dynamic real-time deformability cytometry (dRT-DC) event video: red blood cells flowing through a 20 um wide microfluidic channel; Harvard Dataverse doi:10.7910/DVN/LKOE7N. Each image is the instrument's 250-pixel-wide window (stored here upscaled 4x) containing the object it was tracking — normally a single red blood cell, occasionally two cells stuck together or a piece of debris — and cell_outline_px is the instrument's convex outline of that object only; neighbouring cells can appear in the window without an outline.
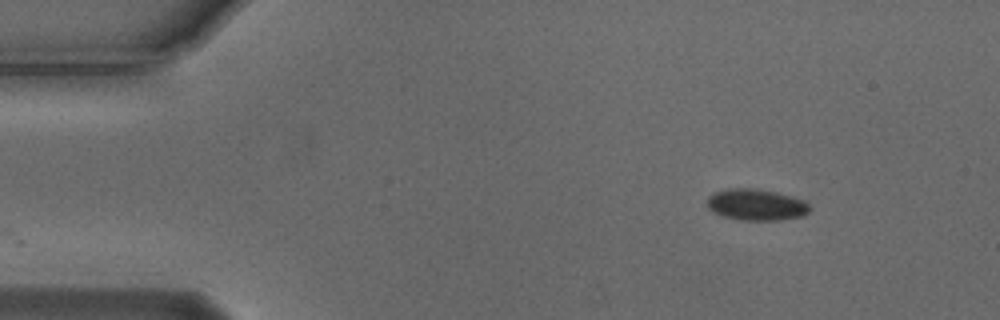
{"species": "Egyptian fruit bat (a non-hibernating species)", "species_latin": "Rousettus aegyptiacus", "temperature_condition": "cold", "stored_images_in_passage": 49, "camera_frame_rate_fps": 3000, "um_per_image_px": 0.085, "animal": {"sex": "male"}, "frame": {"image": 1, "passage_image": 1, "time_ms": 0.0, "image_size_px": [1000, 320], "cell_outline_px": [[808, 212], [800, 216], [780, 220], [740, 220], [720, 216], [712, 212], [704, 204], [708, 196], [712, 192], [728, 188], [752, 188], [776, 192], [792, 196], [804, 200], [808, 204]], "centroid_in_image_um": [64.18, 17.39], "position_along_channel_um": 20.8, "area_um2": 19.02}}
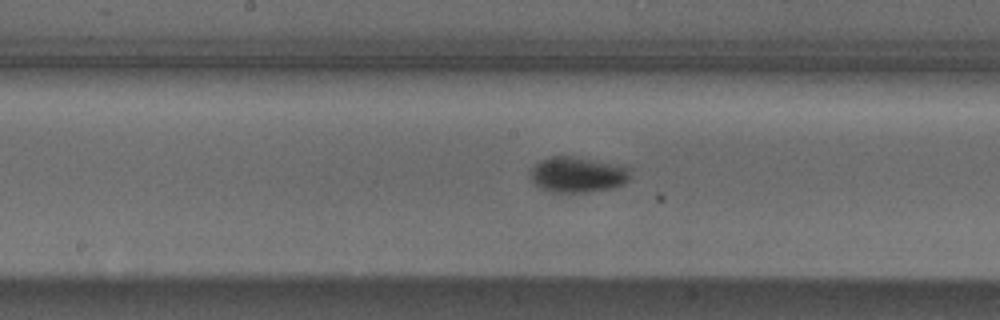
{"frame": {"image": 2, "passage_image": 22, "time_ms": 7.0, "image_size_px": [1000, 320], "cell_outline_px": [[628, 180], [624, 184], [612, 188], [584, 192], [552, 192], [532, 184], [532, 168], [540, 160], [552, 156], [568, 156], [628, 168]], "centroid_in_image_um": [49.02, 14.87], "position_along_channel_um": 199.2, "area_um2": 19.94}}
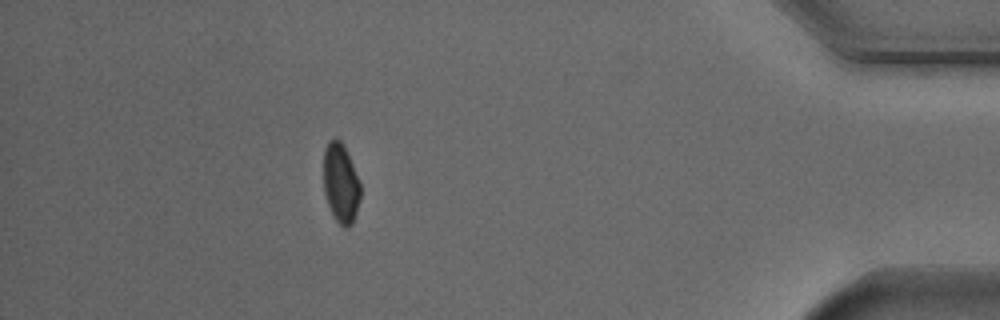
{"frame": {"image": 3, "passage_image": 43, "time_ms": 14.0, "image_size_px": [1000, 320], "cell_outline_px": [[360, 200], [352, 224], [348, 228], [344, 228], [336, 220], [328, 204], [324, 192], [324, 148], [328, 140], [336, 136], [340, 140], [360, 180]], "centroid_in_image_um": [28.96, 15.56], "position_along_channel_um": 406.2, "area_um2": 17.05}, "authors_computed_cell_mechanics": {"area_um2": 19.0162, "velocity_mm_per_s": 3.7251, "shape_relaxation_time_tau1_ms": 1.9653, "shape_relaxation_time_tau2_ms": null, "deformation_change_tau1": 0.0537, "deformation_change_tau2": null}}